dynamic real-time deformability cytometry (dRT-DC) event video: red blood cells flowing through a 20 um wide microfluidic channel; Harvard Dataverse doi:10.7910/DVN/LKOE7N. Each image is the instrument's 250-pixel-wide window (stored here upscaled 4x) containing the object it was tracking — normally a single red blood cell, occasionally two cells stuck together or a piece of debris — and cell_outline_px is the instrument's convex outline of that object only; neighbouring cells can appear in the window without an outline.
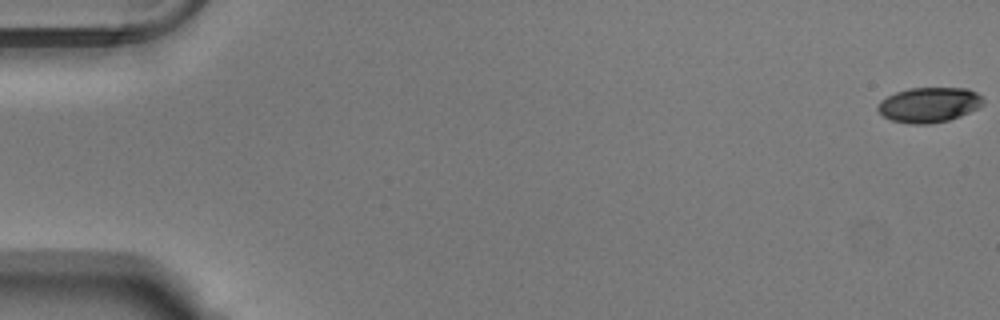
{"species": "Egyptian fruit bat (a non-hibernating species)", "species_latin": "Rousettus aegyptiacus", "temperature_condition": "warm", "stored_images_in_passage": 55, "camera_frame_rate_fps": 3000, "um_per_image_px": 0.085, "animal": {"sex": "male"}, "frame": {"image": 1, "passage_image": 1, "time_ms": 0.0, "image_size_px": [1000, 320], "cell_outline_px": [[984, 104], [960, 116], [948, 120], [928, 124], [912, 124], [892, 120], [884, 116], [876, 108], [880, 100], [896, 92], [908, 88], [968, 88], [976, 92], [984, 100]], "centroid_in_image_um": [78.96, 8.9], "position_along_channel_um": 6.0, "area_um2": 21.39}}
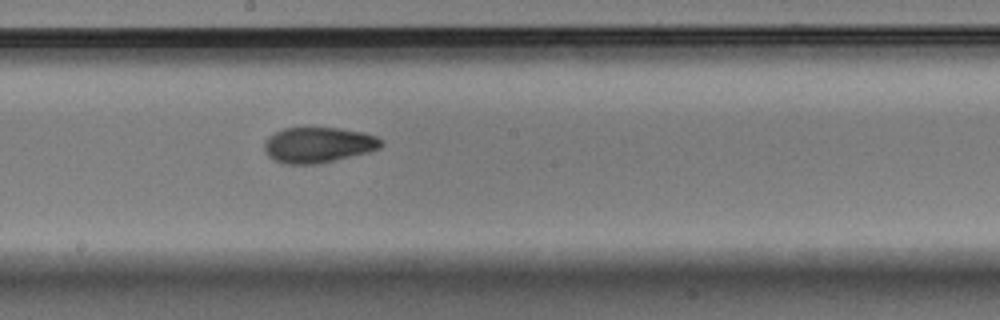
{"frame": {"image": 2, "passage_image": 31, "time_ms": 10.0, "image_size_px": [1000, 320], "cell_outline_px": [[384, 144], [380, 148], [368, 152], [320, 164], [284, 164], [272, 160], [264, 152], [264, 140], [268, 136], [284, 128], [340, 128], [364, 132], [376, 136]], "centroid_in_image_um": [27.02, 12.33], "position_along_channel_um": 221.2, "area_um2": 24.45}}
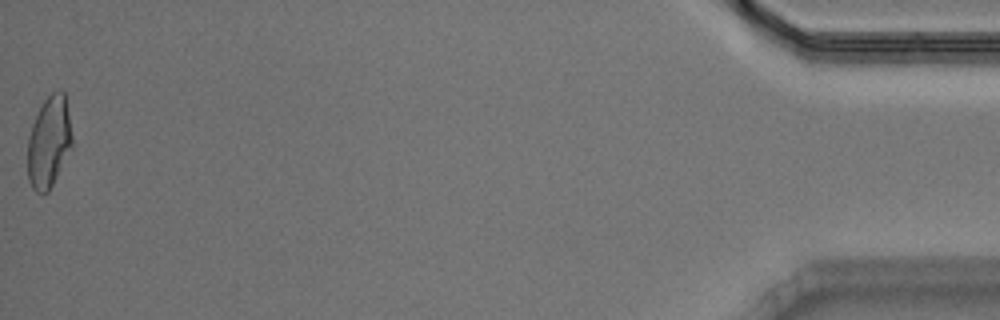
{"frame": {"image": 3, "passage_image": 55, "time_ms": 18.0, "image_size_px": [1000, 320], "cell_outline_px": [[72, 148], [48, 192], [36, 192], [32, 188], [28, 180], [28, 136], [32, 124], [44, 100], [52, 92], [60, 88], [64, 92], [68, 112], [72, 136]], "centroid_in_image_um": [4.16, 12.06], "position_along_channel_um": 431.0, "area_um2": 23.58}, "authors_computed_cell_mechanics": {"area_um2": 23.5246, "velocity_mm_per_s": 3.7922, "shape_relaxation_time_tau1_ms": null, "shape_relaxation_time_tau2_ms": 2.1419, "deformation_change_tau1": null, "deformation_change_tau2": 0.0764}}